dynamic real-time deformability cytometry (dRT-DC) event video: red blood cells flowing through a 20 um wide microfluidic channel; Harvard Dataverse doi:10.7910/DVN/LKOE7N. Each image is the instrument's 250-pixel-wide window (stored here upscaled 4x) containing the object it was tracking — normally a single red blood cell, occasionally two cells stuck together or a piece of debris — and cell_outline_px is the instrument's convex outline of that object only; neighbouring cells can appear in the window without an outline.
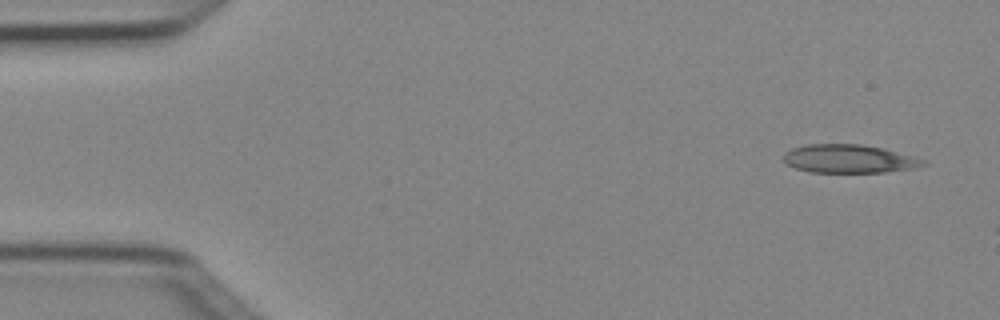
{"species": "Egyptian fruit bat (a non-hibernating species)", "species_latin": "Rousettus aegyptiacus", "temperature_condition": "cold", "stored_images_in_passage": 3, "camera_frame_rate_fps": 3000, "um_per_image_px": 0.085, "animal": {"sex": "female"}, "frame": {"image": 1, "passage_image": 1, "time_ms": 0.0, "image_size_px": [1000, 320], "cell_outline_px": [[928, 164], [916, 168], [884, 172], [812, 172], [796, 168], [784, 164], [784, 152], [792, 148], [808, 144], [860, 144], [884, 148], [928, 160]], "centroid_in_image_um": [72.2, 13.49], "position_along_channel_um": 12.8, "area_um2": 23.29}}